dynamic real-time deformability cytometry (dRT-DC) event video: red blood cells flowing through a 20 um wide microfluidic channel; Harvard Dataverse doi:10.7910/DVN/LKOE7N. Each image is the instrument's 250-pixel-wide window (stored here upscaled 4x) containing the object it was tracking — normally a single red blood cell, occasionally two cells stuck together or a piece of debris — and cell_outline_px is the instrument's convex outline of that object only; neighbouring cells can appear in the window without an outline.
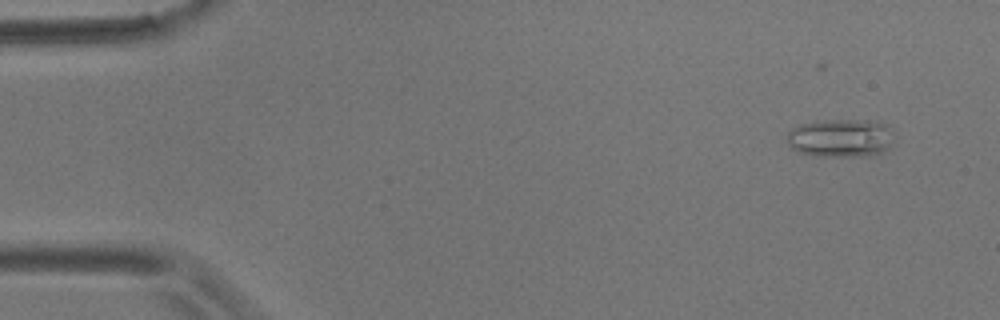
{"species": "common noctule bat (a hibernating species)", "species_latin": "Nyctalus noctula", "temperature_condition": "room temperature", "stored_images_in_passage": 6, "camera_frame_rate_fps": 3000, "um_per_image_px": 0.085, "animal": {"sex": "male", "body_mass_g": 17.9}, "frame": {"image": 1, "passage_image": 1, "time_ms": 0.0, "image_size_px": [1000, 320], "cell_outline_px": [[892, 144], [884, 152], [868, 156], [816, 156], [800, 152], [792, 148], [788, 144], [788, 132], [792, 128], [800, 124], [816, 120], [880, 120], [888, 124], [892, 128]], "centroid_in_image_um": [71.51, 11.71], "position_along_channel_um": 13.5, "area_um2": 24.33}}
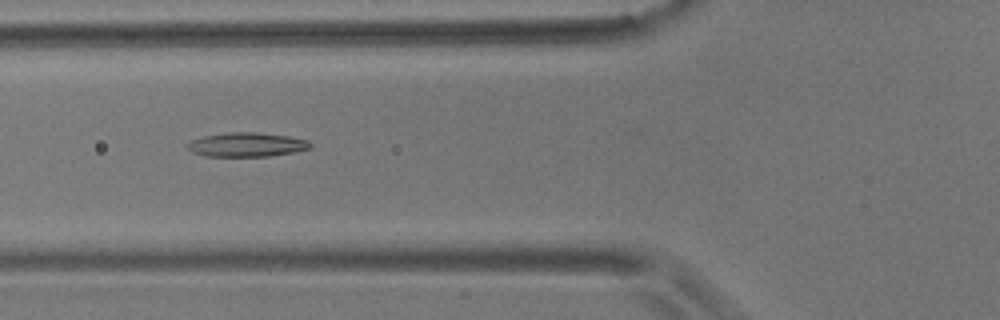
{"frame": {"image": 2, "passage_image": 6, "time_ms": 5.667, "image_size_px": [1000, 320], "cell_outline_px": [[312, 148], [296, 152], [268, 156], [204, 156], [192, 152], [184, 144], [188, 140], [204, 136], [228, 132], [256, 132], [288, 136], [308, 140], [312, 144]], "centroid_in_image_um": [20.95, 12.29], "position_along_channel_um": 104.8, "area_um2": 17.51}}